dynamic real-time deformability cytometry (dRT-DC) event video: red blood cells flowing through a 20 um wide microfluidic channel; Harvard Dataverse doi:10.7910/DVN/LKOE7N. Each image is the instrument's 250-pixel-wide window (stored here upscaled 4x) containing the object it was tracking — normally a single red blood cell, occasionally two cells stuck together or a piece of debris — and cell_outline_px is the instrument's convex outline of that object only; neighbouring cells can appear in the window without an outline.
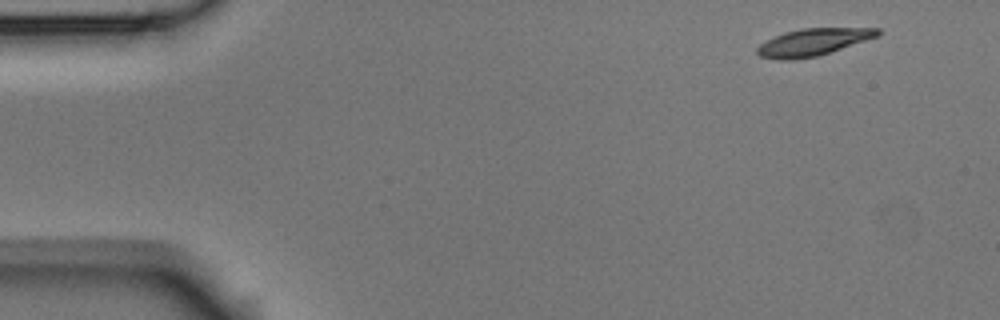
{"species": "Egyptian fruit bat (a non-hibernating species)", "species_latin": "Rousettus aegyptiacus", "temperature_condition": "room temperature", "stored_images_in_passage": 4, "camera_frame_rate_fps": 3000, "um_per_image_px": 0.085, "animal": {"sex": "male"}, "frame": {"image": 1, "passage_image": 1, "time_ms": 0.0, "image_size_px": [1000, 320], "cell_outline_px": [[880, 36], [816, 56], [792, 60], [780, 60], [760, 56], [756, 52], [756, 48], [760, 44], [784, 32], [800, 28], [880, 28]], "centroid_in_image_um": [69.11, 3.57], "position_along_channel_um": 15.9, "area_um2": 18.9}}
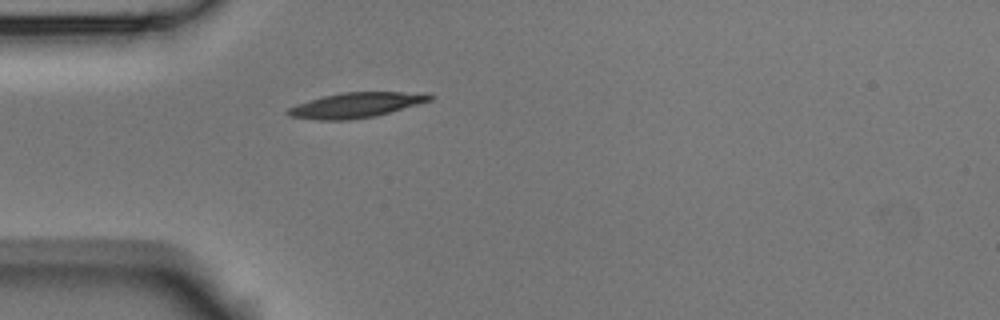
{"frame": {"image": 2, "passage_image": 4, "time_ms": 1.0, "image_size_px": [1000, 320], "cell_outline_px": [[436, 96], [432, 100], [376, 116], [348, 120], [320, 120], [288, 116], [284, 112], [288, 108], [296, 104], [324, 96], [340, 92], [428, 92]], "centroid_in_image_um": [30.29, 8.92], "position_along_channel_um": 54.7, "area_um2": 20.92}}